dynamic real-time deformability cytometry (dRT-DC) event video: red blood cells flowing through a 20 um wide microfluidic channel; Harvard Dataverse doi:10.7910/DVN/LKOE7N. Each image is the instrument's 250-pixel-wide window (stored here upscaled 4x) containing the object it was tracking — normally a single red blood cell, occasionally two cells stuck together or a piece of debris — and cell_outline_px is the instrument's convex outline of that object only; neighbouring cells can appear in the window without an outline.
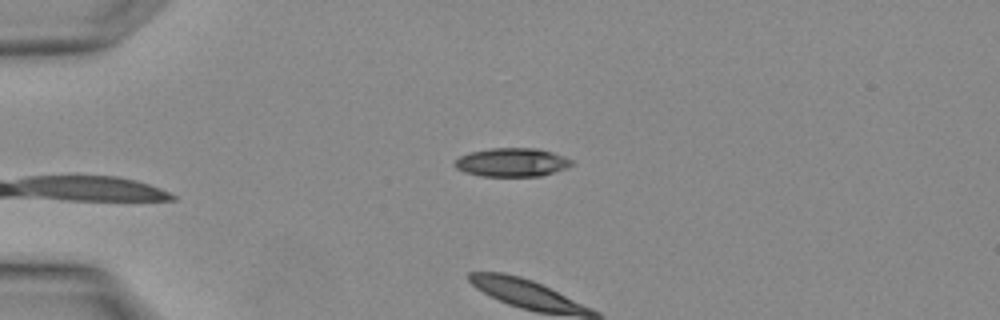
{"species": "Egyptian fruit bat (a non-hibernating species)", "species_latin": "Rousettus aegyptiacus", "temperature_condition": "warm", "stored_images_in_passage": 2, "camera_frame_rate_fps": 3000, "um_per_image_px": 0.085, "animal": {"sex": "female"}, "frame": {"image": 1, "passage_image": 2, "time_ms": 0.333, "image_size_px": [1000, 320], "cell_outline_px": [[572, 164], [564, 168], [540, 176], [480, 176], [464, 172], [456, 168], [452, 164], [460, 156], [468, 152], [488, 148], [536, 148], [552, 152], [564, 156], [572, 160]], "centroid_in_image_um": [43.45, 13.79], "position_along_channel_um": 41.6, "area_um2": 19.48}}